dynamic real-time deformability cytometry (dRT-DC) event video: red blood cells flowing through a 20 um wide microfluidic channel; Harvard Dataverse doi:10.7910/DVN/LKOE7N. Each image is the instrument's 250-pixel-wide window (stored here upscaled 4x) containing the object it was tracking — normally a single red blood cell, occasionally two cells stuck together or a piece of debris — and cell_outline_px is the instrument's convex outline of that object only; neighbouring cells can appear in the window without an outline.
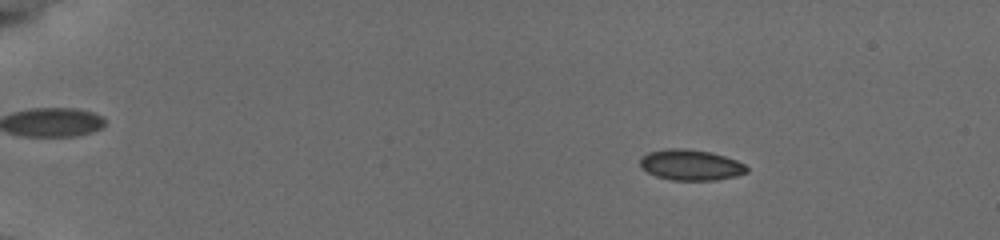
{"species": "common noctule bat (a hibernating species)", "species_latin": "Nyctalus noctula", "temperature_condition": "cold", "stored_images_in_passage": 37, "camera_frame_rate_fps": 3000, "um_per_image_px": 0.085, "animal": {"sex": "female", "body_mass_g": 19.5, "forearm_length_mm": 54.1}, "frame": {"image": 1, "passage_image": 5, "time_ms": 3.0, "image_size_px": [1000, 240], "cell_outline_px": [[748, 172], [736, 176], [716, 180], [672, 180], [656, 176], [640, 168], [640, 160], [648, 152], [668, 148], [684, 148], [712, 152], [736, 160], [744, 164], [748, 168]], "centroid_in_image_um": [58.72, 14.02], "position_along_channel_um": 26.3, "area_um2": 19.13}}
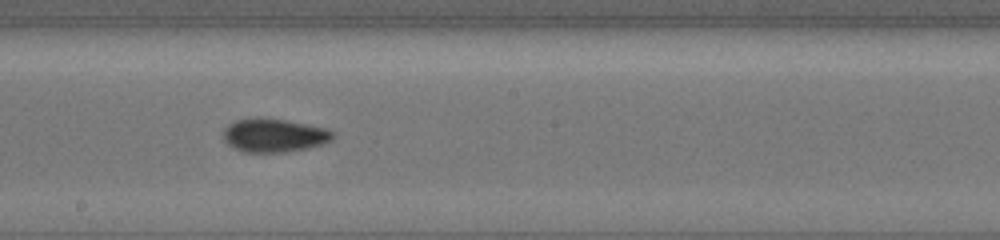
{"frame": {"image": 2, "passage_image": 23, "time_ms": 11.0, "image_size_px": [1000, 240], "cell_outline_px": [[336, 136], [332, 140], [308, 148], [288, 152], [244, 152], [228, 144], [224, 140], [224, 128], [228, 124], [236, 120], [256, 116], [284, 120], [324, 128], [336, 132]], "centroid_in_image_um": [23.29, 11.49], "position_along_channel_um": 224.9, "area_um2": 21.44}}
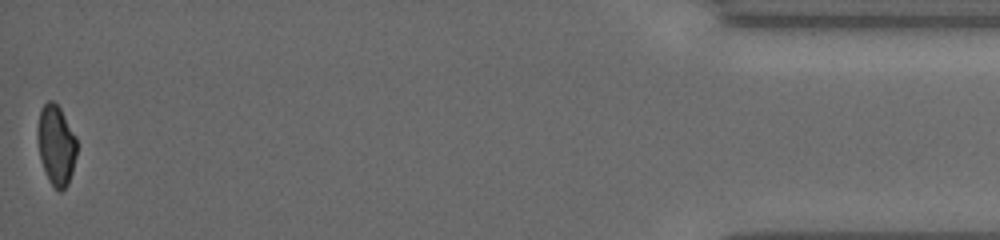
{"frame": {"image": 3, "passage_image": 37, "time_ms": 18.333, "image_size_px": [1000, 240], "cell_outline_px": [[76, 156], [72, 172], [68, 184], [60, 192], [48, 180], [40, 160], [36, 136], [36, 132], [40, 108], [48, 100], [52, 100], [60, 108], [76, 136]], "centroid_in_image_um": [4.75, 12.31], "position_along_channel_um": 430.5, "area_um2": 18.5}, "authors_computed_cell_mechanics": {"area_um2": 19.8832, "velocity_mm_per_s": 3.8411, "shape_relaxation_time_tau1_ms": null, "shape_relaxation_time_tau2_ms": 1.0363, "deformation_change_tau1": null, "deformation_change_tau2": 0.0554}}